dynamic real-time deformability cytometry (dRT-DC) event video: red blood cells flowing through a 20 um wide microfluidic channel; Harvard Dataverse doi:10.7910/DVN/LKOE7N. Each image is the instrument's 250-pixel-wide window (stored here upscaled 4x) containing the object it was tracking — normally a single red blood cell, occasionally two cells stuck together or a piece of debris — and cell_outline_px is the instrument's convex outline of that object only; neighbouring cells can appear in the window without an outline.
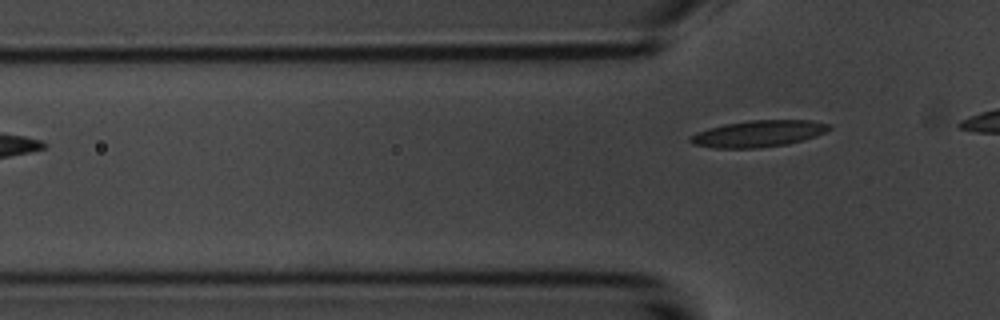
{"species": "common noctule bat (a hibernating species)", "species_latin": "Nyctalus noctula", "temperature_condition": "room temperature", "stored_images_in_passage": 5, "camera_frame_rate_fps": 3000, "um_per_image_px": 0.085, "animal": {"sex": "male", "body_mass_g": 20.1, "forearm_length_mm": 53.5}, "frame": {"image": 1, "passage_image": 5, "time_ms": 5.667, "image_size_px": [1000, 320], "cell_outline_px": [[832, 128], [816, 136], [788, 144], [756, 148], [716, 148], [692, 144], [688, 140], [688, 136], [708, 128], [724, 124], [748, 120], [812, 120], [832, 124]], "centroid_in_image_um": [64.46, 11.35], "position_along_channel_um": 61.3, "area_um2": 21.62}}